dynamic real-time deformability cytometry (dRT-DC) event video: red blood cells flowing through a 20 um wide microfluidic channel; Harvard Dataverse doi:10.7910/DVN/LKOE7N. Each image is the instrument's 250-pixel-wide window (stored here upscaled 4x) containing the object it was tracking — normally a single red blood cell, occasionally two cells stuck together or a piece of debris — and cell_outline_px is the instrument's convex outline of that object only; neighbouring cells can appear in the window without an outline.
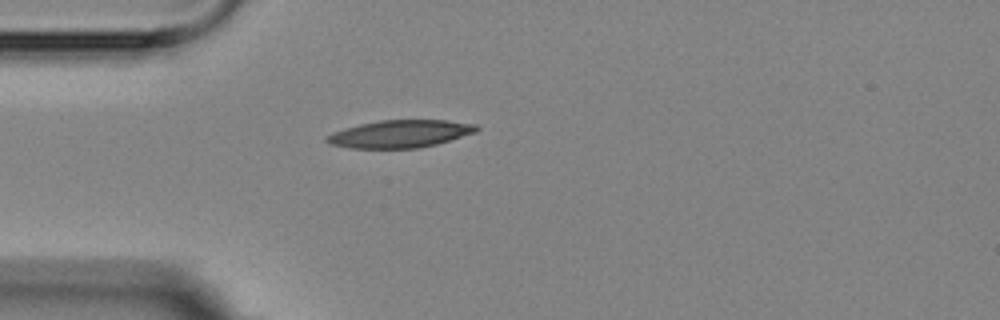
{"species": "Egyptian fruit bat (a non-hibernating species)", "species_latin": "Rousettus aegyptiacus", "temperature_condition": "room temperature", "stored_images_in_passage": 1, "camera_frame_rate_fps": 3000, "um_per_image_px": 0.085, "animal": {"sex": "female"}, "frame": {"image": 1, "passage_image": 1, "time_ms": 0.0, "image_size_px": [1000, 320], "cell_outline_px": [[480, 128], [476, 132], [436, 144], [416, 148], [352, 148], [328, 144], [324, 140], [324, 136], [332, 132], [344, 128], [360, 124], [380, 120], [448, 120], [476, 124]], "centroid_in_image_um": [33.97, 11.37], "position_along_channel_um": 51.0, "area_um2": 24.1}}